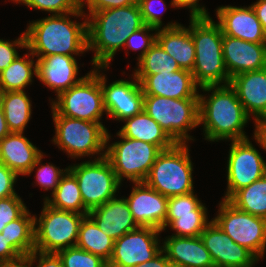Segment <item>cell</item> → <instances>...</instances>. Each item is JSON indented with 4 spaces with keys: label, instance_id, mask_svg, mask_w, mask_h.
<instances>
[{
    "label": "cell",
    "instance_id": "1",
    "mask_svg": "<svg viewBox=\"0 0 266 267\" xmlns=\"http://www.w3.org/2000/svg\"><path fill=\"white\" fill-rule=\"evenodd\" d=\"M87 16L88 51H94V67L108 69L116 52L127 38L145 24L138 3L95 11Z\"/></svg>",
    "mask_w": 266,
    "mask_h": 267
},
{
    "label": "cell",
    "instance_id": "2",
    "mask_svg": "<svg viewBox=\"0 0 266 267\" xmlns=\"http://www.w3.org/2000/svg\"><path fill=\"white\" fill-rule=\"evenodd\" d=\"M69 15L86 17L80 9L31 21L24 32L26 49L37 58L56 54L75 56L87 52V17L80 23L72 21Z\"/></svg>",
    "mask_w": 266,
    "mask_h": 267
},
{
    "label": "cell",
    "instance_id": "3",
    "mask_svg": "<svg viewBox=\"0 0 266 267\" xmlns=\"http://www.w3.org/2000/svg\"><path fill=\"white\" fill-rule=\"evenodd\" d=\"M208 96L199 94V125L207 141L243 140L248 138L244 127L250 120L235 90L227 85L204 86Z\"/></svg>",
    "mask_w": 266,
    "mask_h": 267
},
{
    "label": "cell",
    "instance_id": "4",
    "mask_svg": "<svg viewBox=\"0 0 266 267\" xmlns=\"http://www.w3.org/2000/svg\"><path fill=\"white\" fill-rule=\"evenodd\" d=\"M191 35L196 55L192 74L199 88L229 84L220 26L211 17L191 18Z\"/></svg>",
    "mask_w": 266,
    "mask_h": 267
},
{
    "label": "cell",
    "instance_id": "5",
    "mask_svg": "<svg viewBox=\"0 0 266 267\" xmlns=\"http://www.w3.org/2000/svg\"><path fill=\"white\" fill-rule=\"evenodd\" d=\"M193 164L186 143L162 150L144 183L166 197L194 192Z\"/></svg>",
    "mask_w": 266,
    "mask_h": 267
},
{
    "label": "cell",
    "instance_id": "6",
    "mask_svg": "<svg viewBox=\"0 0 266 267\" xmlns=\"http://www.w3.org/2000/svg\"><path fill=\"white\" fill-rule=\"evenodd\" d=\"M55 135L52 142L72 158L105 156L108 130L102 123L59 115L52 108ZM104 151V152H103Z\"/></svg>",
    "mask_w": 266,
    "mask_h": 267
},
{
    "label": "cell",
    "instance_id": "7",
    "mask_svg": "<svg viewBox=\"0 0 266 267\" xmlns=\"http://www.w3.org/2000/svg\"><path fill=\"white\" fill-rule=\"evenodd\" d=\"M143 109L176 143L194 141L188 132L199 126V98L144 96Z\"/></svg>",
    "mask_w": 266,
    "mask_h": 267
},
{
    "label": "cell",
    "instance_id": "8",
    "mask_svg": "<svg viewBox=\"0 0 266 267\" xmlns=\"http://www.w3.org/2000/svg\"><path fill=\"white\" fill-rule=\"evenodd\" d=\"M40 217L34 218V250L57 253L76 246L84 214L49 206L45 201Z\"/></svg>",
    "mask_w": 266,
    "mask_h": 267
},
{
    "label": "cell",
    "instance_id": "9",
    "mask_svg": "<svg viewBox=\"0 0 266 267\" xmlns=\"http://www.w3.org/2000/svg\"><path fill=\"white\" fill-rule=\"evenodd\" d=\"M99 69L105 70V67H94L79 83L61 92L56 100H52L51 108L62 116L102 123L106 110Z\"/></svg>",
    "mask_w": 266,
    "mask_h": 267
},
{
    "label": "cell",
    "instance_id": "10",
    "mask_svg": "<svg viewBox=\"0 0 266 267\" xmlns=\"http://www.w3.org/2000/svg\"><path fill=\"white\" fill-rule=\"evenodd\" d=\"M121 141L111 144L107 133L105 157L120 183L127 178L133 183L144 182L161 150L148 142L127 138L116 133Z\"/></svg>",
    "mask_w": 266,
    "mask_h": 267
},
{
    "label": "cell",
    "instance_id": "11",
    "mask_svg": "<svg viewBox=\"0 0 266 267\" xmlns=\"http://www.w3.org/2000/svg\"><path fill=\"white\" fill-rule=\"evenodd\" d=\"M68 169L78 181L84 208L88 212L115 198L121 186L105 156L69 165Z\"/></svg>",
    "mask_w": 266,
    "mask_h": 267
},
{
    "label": "cell",
    "instance_id": "12",
    "mask_svg": "<svg viewBox=\"0 0 266 267\" xmlns=\"http://www.w3.org/2000/svg\"><path fill=\"white\" fill-rule=\"evenodd\" d=\"M218 215L212 218L237 244L251 251L258 259L266 248V219L244 212L222 199Z\"/></svg>",
    "mask_w": 266,
    "mask_h": 267
},
{
    "label": "cell",
    "instance_id": "13",
    "mask_svg": "<svg viewBox=\"0 0 266 267\" xmlns=\"http://www.w3.org/2000/svg\"><path fill=\"white\" fill-rule=\"evenodd\" d=\"M227 160V190L224 200H228L237 190L249 186L266 174V161L252 145L249 138L231 141Z\"/></svg>",
    "mask_w": 266,
    "mask_h": 267
},
{
    "label": "cell",
    "instance_id": "14",
    "mask_svg": "<svg viewBox=\"0 0 266 267\" xmlns=\"http://www.w3.org/2000/svg\"><path fill=\"white\" fill-rule=\"evenodd\" d=\"M153 227H138L114 241L108 267H133L151 260L161 250L159 235Z\"/></svg>",
    "mask_w": 266,
    "mask_h": 267
},
{
    "label": "cell",
    "instance_id": "15",
    "mask_svg": "<svg viewBox=\"0 0 266 267\" xmlns=\"http://www.w3.org/2000/svg\"><path fill=\"white\" fill-rule=\"evenodd\" d=\"M133 80H116L106 85V75L100 73L106 115L124 121L143 110L144 94L140 83L132 74Z\"/></svg>",
    "mask_w": 266,
    "mask_h": 267
},
{
    "label": "cell",
    "instance_id": "16",
    "mask_svg": "<svg viewBox=\"0 0 266 267\" xmlns=\"http://www.w3.org/2000/svg\"><path fill=\"white\" fill-rule=\"evenodd\" d=\"M200 238L215 267H253L259 260L251 251L235 243L213 219Z\"/></svg>",
    "mask_w": 266,
    "mask_h": 267
},
{
    "label": "cell",
    "instance_id": "17",
    "mask_svg": "<svg viewBox=\"0 0 266 267\" xmlns=\"http://www.w3.org/2000/svg\"><path fill=\"white\" fill-rule=\"evenodd\" d=\"M129 197L125 198L135 222L140 227H153L163 231L167 216L168 197L144 182L133 183Z\"/></svg>",
    "mask_w": 266,
    "mask_h": 267
},
{
    "label": "cell",
    "instance_id": "18",
    "mask_svg": "<svg viewBox=\"0 0 266 267\" xmlns=\"http://www.w3.org/2000/svg\"><path fill=\"white\" fill-rule=\"evenodd\" d=\"M216 16L223 35L251 43H266V34L251 5L220 6L216 9Z\"/></svg>",
    "mask_w": 266,
    "mask_h": 267
},
{
    "label": "cell",
    "instance_id": "19",
    "mask_svg": "<svg viewBox=\"0 0 266 267\" xmlns=\"http://www.w3.org/2000/svg\"><path fill=\"white\" fill-rule=\"evenodd\" d=\"M223 59L229 77L266 67V43H251L223 35Z\"/></svg>",
    "mask_w": 266,
    "mask_h": 267
},
{
    "label": "cell",
    "instance_id": "20",
    "mask_svg": "<svg viewBox=\"0 0 266 267\" xmlns=\"http://www.w3.org/2000/svg\"><path fill=\"white\" fill-rule=\"evenodd\" d=\"M144 96H161L173 99L199 98L198 85L190 71L147 75L140 82Z\"/></svg>",
    "mask_w": 266,
    "mask_h": 267
},
{
    "label": "cell",
    "instance_id": "21",
    "mask_svg": "<svg viewBox=\"0 0 266 267\" xmlns=\"http://www.w3.org/2000/svg\"><path fill=\"white\" fill-rule=\"evenodd\" d=\"M79 67L74 56L49 55L37 58V78L49 89L56 92L69 90L85 76L77 78Z\"/></svg>",
    "mask_w": 266,
    "mask_h": 267
},
{
    "label": "cell",
    "instance_id": "22",
    "mask_svg": "<svg viewBox=\"0 0 266 267\" xmlns=\"http://www.w3.org/2000/svg\"><path fill=\"white\" fill-rule=\"evenodd\" d=\"M229 84L254 121L266 117V67L235 75Z\"/></svg>",
    "mask_w": 266,
    "mask_h": 267
},
{
    "label": "cell",
    "instance_id": "23",
    "mask_svg": "<svg viewBox=\"0 0 266 267\" xmlns=\"http://www.w3.org/2000/svg\"><path fill=\"white\" fill-rule=\"evenodd\" d=\"M103 233L114 241L140 227L124 198H113L88 212Z\"/></svg>",
    "mask_w": 266,
    "mask_h": 267
},
{
    "label": "cell",
    "instance_id": "24",
    "mask_svg": "<svg viewBox=\"0 0 266 267\" xmlns=\"http://www.w3.org/2000/svg\"><path fill=\"white\" fill-rule=\"evenodd\" d=\"M156 41L164 51L175 59L181 69L192 72L195 63V46L189 28L169 22L156 32Z\"/></svg>",
    "mask_w": 266,
    "mask_h": 267
},
{
    "label": "cell",
    "instance_id": "25",
    "mask_svg": "<svg viewBox=\"0 0 266 267\" xmlns=\"http://www.w3.org/2000/svg\"><path fill=\"white\" fill-rule=\"evenodd\" d=\"M162 250L172 267H215L200 236L165 238Z\"/></svg>",
    "mask_w": 266,
    "mask_h": 267
},
{
    "label": "cell",
    "instance_id": "26",
    "mask_svg": "<svg viewBox=\"0 0 266 267\" xmlns=\"http://www.w3.org/2000/svg\"><path fill=\"white\" fill-rule=\"evenodd\" d=\"M42 153L23 133L10 132L0 140V163L18 176H26Z\"/></svg>",
    "mask_w": 266,
    "mask_h": 267
},
{
    "label": "cell",
    "instance_id": "27",
    "mask_svg": "<svg viewBox=\"0 0 266 267\" xmlns=\"http://www.w3.org/2000/svg\"><path fill=\"white\" fill-rule=\"evenodd\" d=\"M123 122H125V125L119 130V133L124 137L151 143L156 145L161 151L169 149L176 144L144 109Z\"/></svg>",
    "mask_w": 266,
    "mask_h": 267
},
{
    "label": "cell",
    "instance_id": "28",
    "mask_svg": "<svg viewBox=\"0 0 266 267\" xmlns=\"http://www.w3.org/2000/svg\"><path fill=\"white\" fill-rule=\"evenodd\" d=\"M31 102L25 91L0 93V103L10 132L24 133L32 114Z\"/></svg>",
    "mask_w": 266,
    "mask_h": 267
},
{
    "label": "cell",
    "instance_id": "29",
    "mask_svg": "<svg viewBox=\"0 0 266 267\" xmlns=\"http://www.w3.org/2000/svg\"><path fill=\"white\" fill-rule=\"evenodd\" d=\"M30 57V58H29ZM29 51L28 54L16 58L0 73V93L7 91H24L32 84L33 76H37V61Z\"/></svg>",
    "mask_w": 266,
    "mask_h": 267
},
{
    "label": "cell",
    "instance_id": "30",
    "mask_svg": "<svg viewBox=\"0 0 266 267\" xmlns=\"http://www.w3.org/2000/svg\"><path fill=\"white\" fill-rule=\"evenodd\" d=\"M76 246L101 257L108 263L113 252L114 240L103 233L95 221L86 215L79 228Z\"/></svg>",
    "mask_w": 266,
    "mask_h": 267
},
{
    "label": "cell",
    "instance_id": "31",
    "mask_svg": "<svg viewBox=\"0 0 266 267\" xmlns=\"http://www.w3.org/2000/svg\"><path fill=\"white\" fill-rule=\"evenodd\" d=\"M51 196V198L45 197L44 199L49 206L88 215V211L84 208L78 181L69 170L61 178Z\"/></svg>",
    "mask_w": 266,
    "mask_h": 267
},
{
    "label": "cell",
    "instance_id": "32",
    "mask_svg": "<svg viewBox=\"0 0 266 267\" xmlns=\"http://www.w3.org/2000/svg\"><path fill=\"white\" fill-rule=\"evenodd\" d=\"M228 201L244 212L266 219V174L237 190Z\"/></svg>",
    "mask_w": 266,
    "mask_h": 267
},
{
    "label": "cell",
    "instance_id": "33",
    "mask_svg": "<svg viewBox=\"0 0 266 267\" xmlns=\"http://www.w3.org/2000/svg\"><path fill=\"white\" fill-rule=\"evenodd\" d=\"M34 218L27 209L19 218L8 223L1 234L20 254L26 255L34 251Z\"/></svg>",
    "mask_w": 266,
    "mask_h": 267
},
{
    "label": "cell",
    "instance_id": "34",
    "mask_svg": "<svg viewBox=\"0 0 266 267\" xmlns=\"http://www.w3.org/2000/svg\"><path fill=\"white\" fill-rule=\"evenodd\" d=\"M138 68L133 72L140 83L147 75L174 73L181 68L173 57L167 54L156 41L145 55L138 60Z\"/></svg>",
    "mask_w": 266,
    "mask_h": 267
},
{
    "label": "cell",
    "instance_id": "35",
    "mask_svg": "<svg viewBox=\"0 0 266 267\" xmlns=\"http://www.w3.org/2000/svg\"><path fill=\"white\" fill-rule=\"evenodd\" d=\"M208 220L206 206L201 203L193 210V214L176 215V219L172 220L167 227L170 226L172 230L176 231L171 236L198 237L210 223Z\"/></svg>",
    "mask_w": 266,
    "mask_h": 267
},
{
    "label": "cell",
    "instance_id": "36",
    "mask_svg": "<svg viewBox=\"0 0 266 267\" xmlns=\"http://www.w3.org/2000/svg\"><path fill=\"white\" fill-rule=\"evenodd\" d=\"M57 254L63 267H108L104 259L77 246L59 250Z\"/></svg>",
    "mask_w": 266,
    "mask_h": 267
},
{
    "label": "cell",
    "instance_id": "37",
    "mask_svg": "<svg viewBox=\"0 0 266 267\" xmlns=\"http://www.w3.org/2000/svg\"><path fill=\"white\" fill-rule=\"evenodd\" d=\"M44 153H42L36 163L31 167L29 173L30 175L35 168L37 170V174L35 175L37 185L41 186V188L45 189L46 191L52 190V193L56 189L59 184L61 178L65 175V173L69 170L68 167L65 169H59L50 163L44 165L41 163L43 159ZM40 165V167H38Z\"/></svg>",
    "mask_w": 266,
    "mask_h": 267
},
{
    "label": "cell",
    "instance_id": "38",
    "mask_svg": "<svg viewBox=\"0 0 266 267\" xmlns=\"http://www.w3.org/2000/svg\"><path fill=\"white\" fill-rule=\"evenodd\" d=\"M201 203L194 192L168 197L167 216L163 225V231L166 230L167 225L172 220L176 219V215L193 214V210Z\"/></svg>",
    "mask_w": 266,
    "mask_h": 267
},
{
    "label": "cell",
    "instance_id": "39",
    "mask_svg": "<svg viewBox=\"0 0 266 267\" xmlns=\"http://www.w3.org/2000/svg\"><path fill=\"white\" fill-rule=\"evenodd\" d=\"M13 3L24 4L31 9L62 15L80 10V0H11Z\"/></svg>",
    "mask_w": 266,
    "mask_h": 267
},
{
    "label": "cell",
    "instance_id": "40",
    "mask_svg": "<svg viewBox=\"0 0 266 267\" xmlns=\"http://www.w3.org/2000/svg\"><path fill=\"white\" fill-rule=\"evenodd\" d=\"M157 28L144 25L140 29L134 31L128 38L125 43V47L128 49L137 51L141 49L138 60L142 58L145 53L151 48V46L156 42V32ZM155 31L152 35L149 32Z\"/></svg>",
    "mask_w": 266,
    "mask_h": 267
},
{
    "label": "cell",
    "instance_id": "41",
    "mask_svg": "<svg viewBox=\"0 0 266 267\" xmlns=\"http://www.w3.org/2000/svg\"><path fill=\"white\" fill-rule=\"evenodd\" d=\"M27 207L18 194L0 199V233L4 227L19 218Z\"/></svg>",
    "mask_w": 266,
    "mask_h": 267
},
{
    "label": "cell",
    "instance_id": "42",
    "mask_svg": "<svg viewBox=\"0 0 266 267\" xmlns=\"http://www.w3.org/2000/svg\"><path fill=\"white\" fill-rule=\"evenodd\" d=\"M138 5L144 24L157 29L163 28L161 15L159 14L166 10V4L164 0H138ZM163 7L165 8L164 10L162 9Z\"/></svg>",
    "mask_w": 266,
    "mask_h": 267
},
{
    "label": "cell",
    "instance_id": "43",
    "mask_svg": "<svg viewBox=\"0 0 266 267\" xmlns=\"http://www.w3.org/2000/svg\"><path fill=\"white\" fill-rule=\"evenodd\" d=\"M16 48L26 49L25 33L21 34L18 39H15L12 42L0 39V73L19 57Z\"/></svg>",
    "mask_w": 266,
    "mask_h": 267
},
{
    "label": "cell",
    "instance_id": "44",
    "mask_svg": "<svg viewBox=\"0 0 266 267\" xmlns=\"http://www.w3.org/2000/svg\"><path fill=\"white\" fill-rule=\"evenodd\" d=\"M137 3L138 0H80V9L83 11V7L86 5L88 12L93 13L95 11L126 7Z\"/></svg>",
    "mask_w": 266,
    "mask_h": 267
},
{
    "label": "cell",
    "instance_id": "45",
    "mask_svg": "<svg viewBox=\"0 0 266 267\" xmlns=\"http://www.w3.org/2000/svg\"><path fill=\"white\" fill-rule=\"evenodd\" d=\"M18 175L3 163H0V199L16 195L14 184Z\"/></svg>",
    "mask_w": 266,
    "mask_h": 267
},
{
    "label": "cell",
    "instance_id": "46",
    "mask_svg": "<svg viewBox=\"0 0 266 267\" xmlns=\"http://www.w3.org/2000/svg\"><path fill=\"white\" fill-rule=\"evenodd\" d=\"M199 0H172L171 5L174 8H189L190 18H210L204 6L198 4Z\"/></svg>",
    "mask_w": 266,
    "mask_h": 267
},
{
    "label": "cell",
    "instance_id": "47",
    "mask_svg": "<svg viewBox=\"0 0 266 267\" xmlns=\"http://www.w3.org/2000/svg\"><path fill=\"white\" fill-rule=\"evenodd\" d=\"M31 261L32 263L38 261L36 267H63L62 260L57 253H43L34 250L31 252Z\"/></svg>",
    "mask_w": 266,
    "mask_h": 267
},
{
    "label": "cell",
    "instance_id": "48",
    "mask_svg": "<svg viewBox=\"0 0 266 267\" xmlns=\"http://www.w3.org/2000/svg\"><path fill=\"white\" fill-rule=\"evenodd\" d=\"M21 256L0 233V262L15 259Z\"/></svg>",
    "mask_w": 266,
    "mask_h": 267
},
{
    "label": "cell",
    "instance_id": "49",
    "mask_svg": "<svg viewBox=\"0 0 266 267\" xmlns=\"http://www.w3.org/2000/svg\"><path fill=\"white\" fill-rule=\"evenodd\" d=\"M255 122L254 140L266 151V117L258 119Z\"/></svg>",
    "mask_w": 266,
    "mask_h": 267
},
{
    "label": "cell",
    "instance_id": "50",
    "mask_svg": "<svg viewBox=\"0 0 266 267\" xmlns=\"http://www.w3.org/2000/svg\"><path fill=\"white\" fill-rule=\"evenodd\" d=\"M133 267H172L171 262L167 258L164 251L161 250L155 257L151 260L146 261L142 264H137Z\"/></svg>",
    "mask_w": 266,
    "mask_h": 267
},
{
    "label": "cell",
    "instance_id": "51",
    "mask_svg": "<svg viewBox=\"0 0 266 267\" xmlns=\"http://www.w3.org/2000/svg\"><path fill=\"white\" fill-rule=\"evenodd\" d=\"M0 267H33V263L31 261V253L21 255L12 260L1 261Z\"/></svg>",
    "mask_w": 266,
    "mask_h": 267
},
{
    "label": "cell",
    "instance_id": "52",
    "mask_svg": "<svg viewBox=\"0 0 266 267\" xmlns=\"http://www.w3.org/2000/svg\"><path fill=\"white\" fill-rule=\"evenodd\" d=\"M251 7L255 11V14L266 34V0H258L257 2L251 4Z\"/></svg>",
    "mask_w": 266,
    "mask_h": 267
},
{
    "label": "cell",
    "instance_id": "53",
    "mask_svg": "<svg viewBox=\"0 0 266 267\" xmlns=\"http://www.w3.org/2000/svg\"><path fill=\"white\" fill-rule=\"evenodd\" d=\"M10 133L6 120L5 115L3 111V107L0 103V140H2L5 136H7Z\"/></svg>",
    "mask_w": 266,
    "mask_h": 267
}]
</instances>
